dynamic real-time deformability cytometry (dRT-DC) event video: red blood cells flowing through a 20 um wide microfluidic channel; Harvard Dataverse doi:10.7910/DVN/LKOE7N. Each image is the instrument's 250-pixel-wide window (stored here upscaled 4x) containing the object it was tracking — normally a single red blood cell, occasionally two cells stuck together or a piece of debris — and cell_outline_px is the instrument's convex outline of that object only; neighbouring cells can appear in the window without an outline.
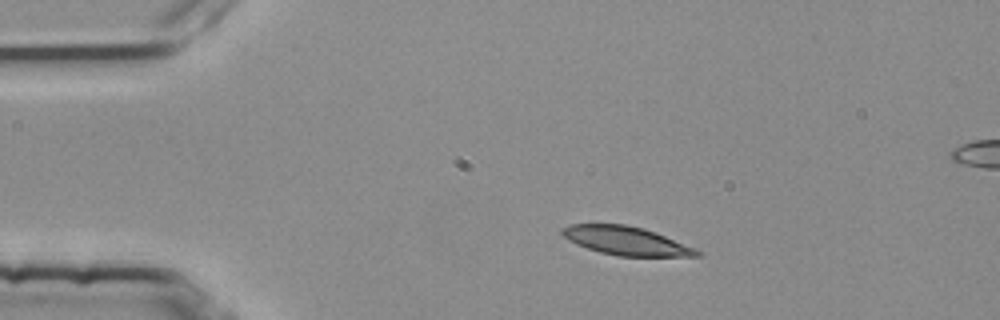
{"species": "common noctule bat (a hibernating species)", "species_latin": "Nyctalus noctula", "temperature_condition": "room temperature", "stored_images_in_passage": 3, "segment_of_instrument_passage": [1, 2], "camera_frame_rate_fps": 3000, "um_per_image_px": 0.085, "animal": {"sex": "female", "body_mass_g": 25.1}, "frame": {"image": 1, "passage_image": 1, "time_ms": 0.0, "image_size_px": [1000, 320], "cell_outline_px": [[704, 256], [620, 256], [600, 252], [576, 244], [568, 240], [560, 232], [560, 228], [572, 224], [628, 224], [644, 228], [696, 248], [704, 252]], "centroid_in_image_um": [53.24, 20.46], "position_along_channel_um": 31.8, "area_um2": 22.48}}